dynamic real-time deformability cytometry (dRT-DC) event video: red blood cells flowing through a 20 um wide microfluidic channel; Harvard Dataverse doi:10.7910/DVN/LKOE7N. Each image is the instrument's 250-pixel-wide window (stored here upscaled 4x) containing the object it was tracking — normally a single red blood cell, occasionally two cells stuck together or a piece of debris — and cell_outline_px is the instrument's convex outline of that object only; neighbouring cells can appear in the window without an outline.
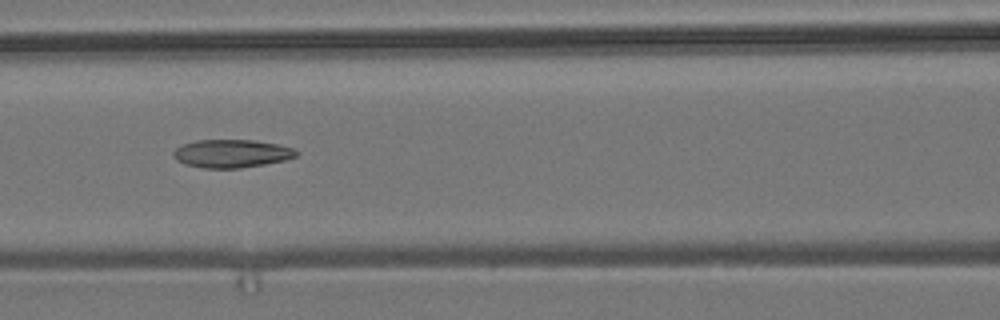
{"species": "common noctule bat (a hibernating species)", "species_latin": "Nyctalus noctula", "temperature_condition": "room temperature", "stored_images_in_passage": 7, "camera_frame_rate_fps": 3000, "um_per_image_px": 0.085, "animal": {"sex": "male", "body_mass_g": 19.2, "forearm_length_mm": 51.8}, "frame": {"image": 1, "passage_image": 7, "time_ms": 7.0, "image_size_px": [1000, 320], "cell_outline_px": [[300, 152], [296, 156], [284, 160], [264, 164], [240, 168], [204, 168], [184, 164], [176, 160], [172, 156], [172, 152], [176, 148], [184, 144], [196, 140], [256, 140], [276, 144], [292, 148]], "centroid_in_image_um": [19.66, 13.05], "position_along_channel_um": 146.9, "area_um2": 20.11}}